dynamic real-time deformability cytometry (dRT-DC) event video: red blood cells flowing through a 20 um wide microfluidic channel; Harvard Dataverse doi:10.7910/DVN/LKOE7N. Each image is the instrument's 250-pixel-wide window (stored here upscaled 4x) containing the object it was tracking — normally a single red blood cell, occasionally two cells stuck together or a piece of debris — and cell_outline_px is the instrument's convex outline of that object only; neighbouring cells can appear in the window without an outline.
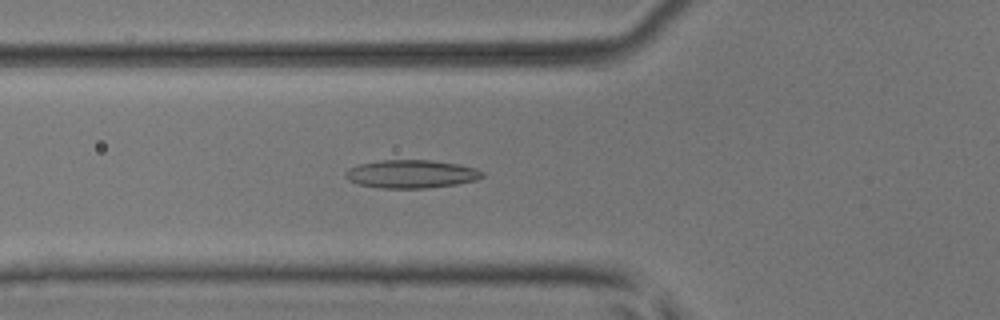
{"species": "common noctule bat (a hibernating species)", "species_latin": "Nyctalus noctula", "temperature_condition": "room temperature", "stored_images_in_passage": 43, "camera_frame_rate_fps": 3000, "um_per_image_px": 0.085, "animal": {"sex": "male", "body_mass_g": 17.9, "forearm_length_mm": 54.2}, "frame": {"image": 1, "passage_image": 11, "time_ms": 3.333, "image_size_px": [1000, 320], "cell_outline_px": [[484, 176], [476, 180], [456, 184], [428, 188], [380, 188], [360, 184], [348, 180], [344, 176], [344, 172], [348, 168], [360, 164], [380, 160], [428, 160], [460, 164], [476, 168], [484, 172]], "centroid_in_image_um": [34.96, 14.79], "position_along_channel_um": 90.8, "area_um2": 22.54}}
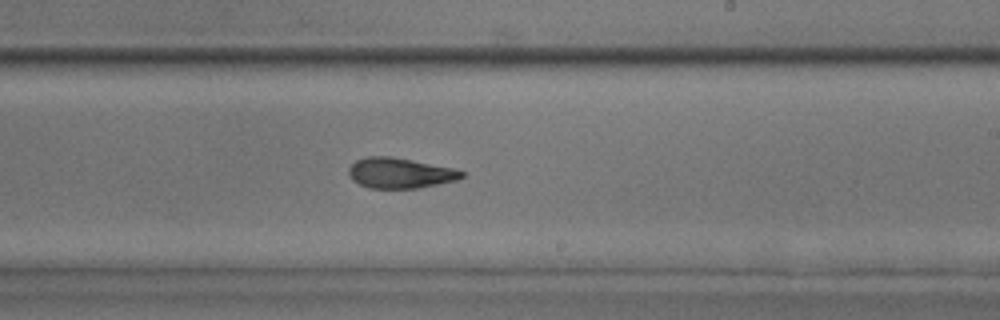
{"frame": {"image": 2, "passage_image": 23, "time_ms": 7.333, "image_size_px": [1000, 320], "cell_outline_px": [[464, 176], [456, 180], [416, 188], [368, 188], [352, 180], [348, 176], [348, 168], [356, 160], [364, 156], [392, 156], [452, 168], [464, 172]], "centroid_in_image_um": [33.93, 14.7], "position_along_channel_um": 255.1, "area_um2": 19.94}}
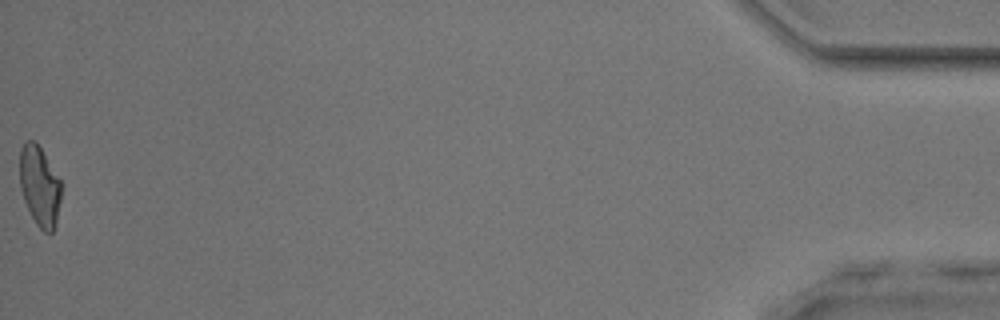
{"frame": {"image": 3, "passage_image": 43, "time_ms": 14.0, "image_size_px": [1000, 320], "cell_outline_px": [[60, 200], [56, 224], [52, 232], [44, 232], [36, 224], [24, 200], [20, 188], [20, 148], [28, 140], [32, 140], [40, 148], [60, 180]], "centroid_in_image_um": [3.35, 15.84], "position_along_channel_um": 431.8, "area_um2": 18.9}, "authors_computed_cell_mechanics": {"area_um2": 20.23, "velocity_mm_per_s": 4.1117, "shape_relaxation_time_tau1_ms": null, "shape_relaxation_time_tau2_ms": 2.1297, "deformation_change_tau1": null, "deformation_change_tau2": 0.1013}}